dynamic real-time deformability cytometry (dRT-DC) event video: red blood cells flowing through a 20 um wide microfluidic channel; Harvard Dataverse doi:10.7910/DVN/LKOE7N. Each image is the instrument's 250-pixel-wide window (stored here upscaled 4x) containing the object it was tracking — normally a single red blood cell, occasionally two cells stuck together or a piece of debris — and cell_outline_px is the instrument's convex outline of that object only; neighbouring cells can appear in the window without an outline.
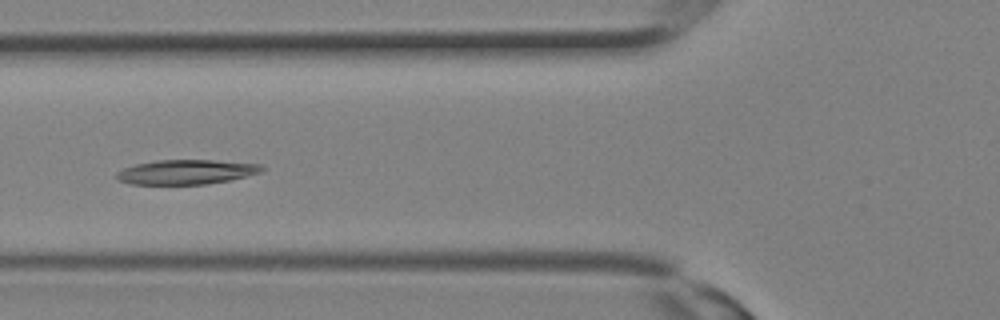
{"species": "Egyptian fruit bat (a non-hibernating species)", "species_latin": "Rousettus aegyptiacus", "temperature_condition": "room temperature", "stored_images_in_passage": 13, "camera_frame_rate_fps": 3000, "um_per_image_px": 0.085, "animal": {"sex": "female"}, "frame": {"image": 1, "passage_image": 8, "time_ms": 2.333, "image_size_px": [1000, 320], "cell_outline_px": [[264, 168], [260, 172], [228, 180], [204, 184], [132, 184], [120, 180], [116, 176], [116, 172], [124, 168], [136, 164], [156, 160], [212, 160], [264, 164]], "centroid_in_image_um": [15.83, 14.61], "position_along_channel_um": 110.0, "area_um2": 20.58}}
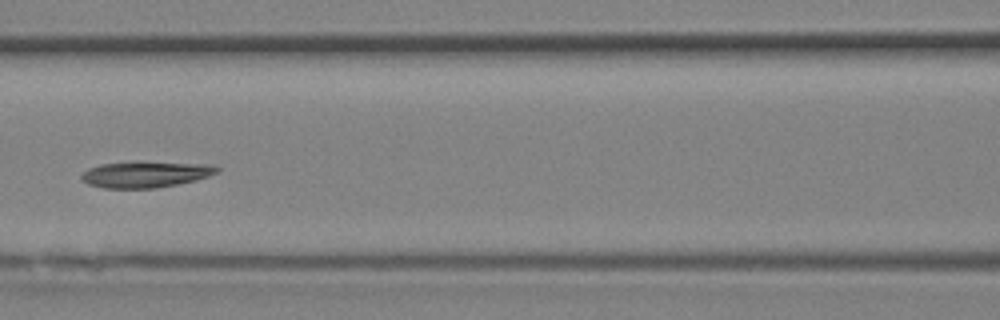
{"frame": {"image": 2, "passage_image": 10, "time_ms": 3.0, "image_size_px": [1000, 320], "cell_outline_px": [[220, 168], [216, 172], [208, 176], [196, 180], [156, 188], [104, 188], [88, 184], [80, 176], [88, 168], [100, 164], [136, 160], [216, 164]], "centroid_in_image_um": [12.4, 14.78], "position_along_channel_um": 154.2, "area_um2": 21.21}}
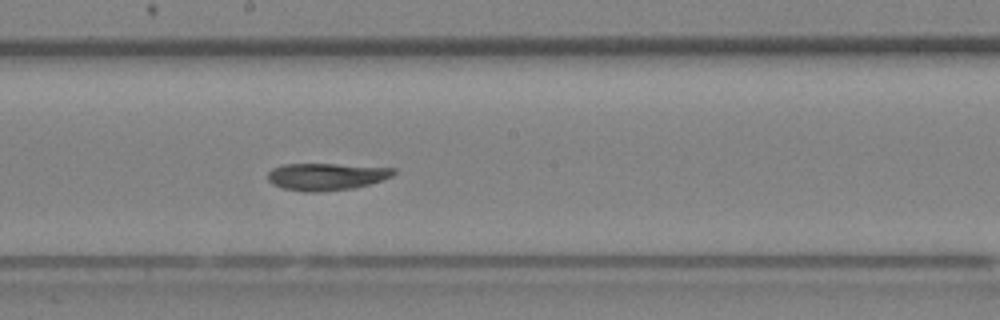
{"frame": {"image": 3, "passage_image": 13, "time_ms": 4.0, "image_size_px": [1000, 320], "cell_outline_px": [[396, 172], [392, 176], [368, 184], [352, 188], [320, 192], [304, 192], [284, 188], [272, 184], [268, 180], [268, 172], [272, 168], [280, 164], [336, 164], [396, 168]], "centroid_in_image_um": [27.7, 15.0], "position_along_channel_um": 220.5, "area_um2": 19.88}}